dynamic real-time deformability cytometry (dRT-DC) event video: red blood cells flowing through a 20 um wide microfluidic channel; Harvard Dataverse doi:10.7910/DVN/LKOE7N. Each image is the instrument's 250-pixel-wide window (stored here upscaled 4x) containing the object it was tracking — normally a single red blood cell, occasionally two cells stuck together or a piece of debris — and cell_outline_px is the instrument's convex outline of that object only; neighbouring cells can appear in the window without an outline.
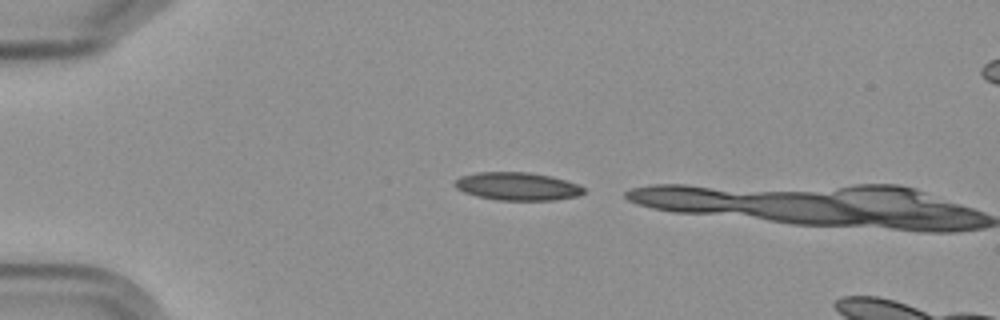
{"species": "Egyptian fruit bat (a non-hibernating species)", "species_latin": "Rousettus aegyptiacus", "temperature_condition": "cold", "stored_images_in_passage": 2, "camera_frame_rate_fps": 3000, "um_per_image_px": 0.085, "frame": {"image": 1, "passage_image": 1, "time_ms": 0.0, "image_size_px": [1000, 320], "cell_outline_px": [[584, 192], [580, 196], [556, 200], [496, 200], [476, 196], [464, 192], [456, 188], [452, 184], [460, 176], [476, 172], [528, 172], [552, 176], [580, 184], [584, 188]], "centroid_in_image_um": [43.99, 15.84], "position_along_channel_um": 41.0, "area_um2": 21.33}}